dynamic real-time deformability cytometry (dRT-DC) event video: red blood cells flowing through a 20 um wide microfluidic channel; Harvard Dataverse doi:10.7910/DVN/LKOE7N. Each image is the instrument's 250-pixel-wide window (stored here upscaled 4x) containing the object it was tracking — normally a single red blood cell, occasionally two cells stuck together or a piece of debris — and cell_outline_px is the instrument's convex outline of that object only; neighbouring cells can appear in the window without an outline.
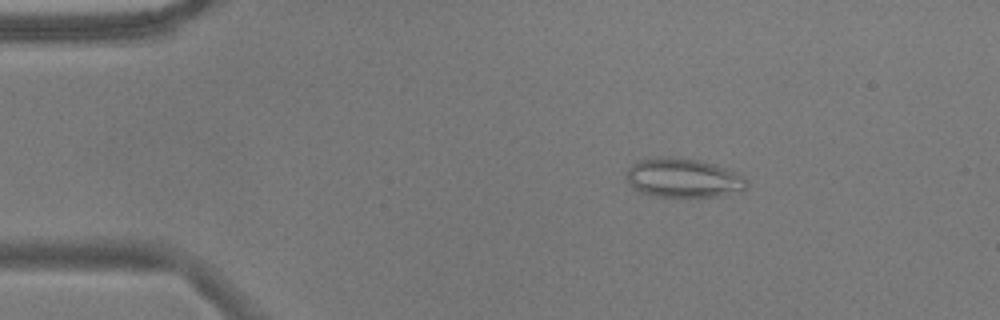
{"species": "common noctule bat (a hibernating species)", "species_latin": "Nyctalus noctula", "temperature_condition": "warm", "stored_images_in_passage": 51, "camera_frame_rate_fps": 3000, "um_per_image_px": 0.085, "animal": {"sex": "male", "body_mass_g": 17.9}, "frame": {"image": 1, "passage_image": 6, "time_ms": 1.667, "image_size_px": [1000, 320], "cell_outline_px": [[744, 188], [740, 192], [720, 196], [660, 196], [640, 192], [628, 184], [624, 172], [636, 160], [656, 156], [672, 156], [700, 160], [716, 164], [736, 172], [744, 176]], "centroid_in_image_um": [58.01, 15.09], "position_along_channel_um": 27.0, "area_um2": 27.69}}
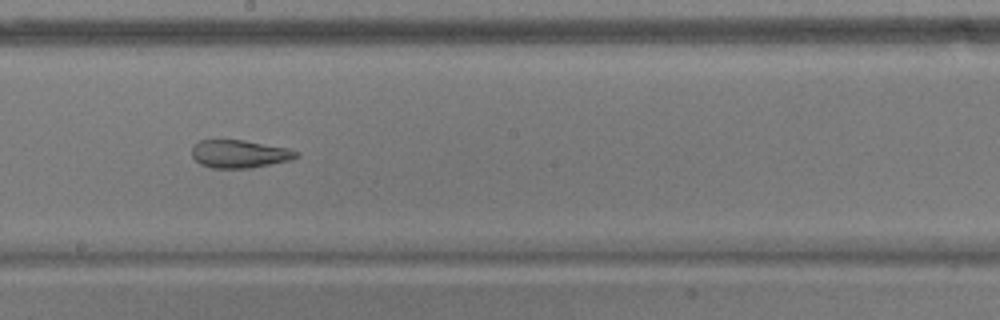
{"frame": {"image": 2, "passage_image": 27, "time_ms": 8.667, "image_size_px": [1000, 320], "cell_outline_px": [[300, 156], [292, 160], [248, 168], [212, 168], [200, 164], [192, 156], [192, 144], [200, 140], [244, 140], [288, 148], [300, 152]], "centroid_in_image_um": [20.37, 13.08], "position_along_channel_um": 227.8, "area_um2": 17.11}}
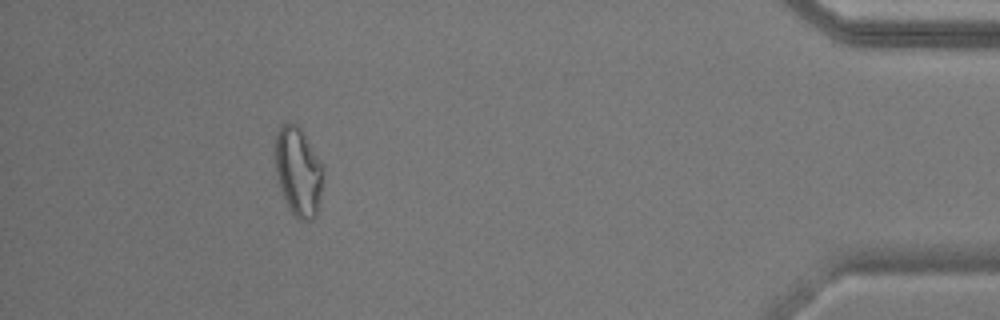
{"frame": {"image": 3, "passage_image": 46, "time_ms": 15.0, "image_size_px": [1000, 320], "cell_outline_px": [[324, 172], [320, 200], [316, 216], [312, 220], [300, 220], [288, 208], [276, 176], [276, 136], [280, 128], [288, 120], [296, 124], [304, 132], [324, 164]], "centroid_in_image_um": [25.4, 14.57], "position_along_channel_um": 409.8, "area_um2": 25.14}, "authors_computed_cell_mechanics": {"area_um2": 23.5246, "velocity_mm_per_s": 3.7477, "shape_relaxation_time_tau1_ms": null, "shape_relaxation_time_tau2_ms": 2.4259, "deformation_change_tau1": null, "deformation_change_tau2": 0.1032}}